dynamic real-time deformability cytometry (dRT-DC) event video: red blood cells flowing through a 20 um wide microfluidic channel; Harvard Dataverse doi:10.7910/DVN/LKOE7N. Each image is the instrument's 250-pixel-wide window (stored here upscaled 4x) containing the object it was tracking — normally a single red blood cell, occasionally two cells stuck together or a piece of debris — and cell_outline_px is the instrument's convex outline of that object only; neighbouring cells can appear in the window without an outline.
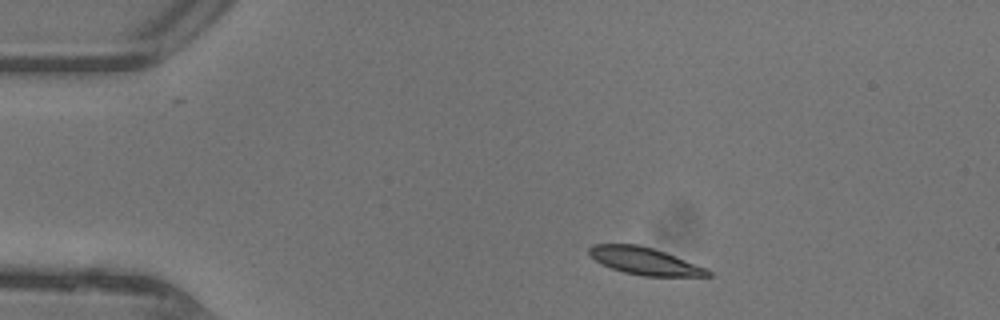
{"species": "common noctule bat (a hibernating species)", "species_latin": "Nyctalus noctula", "temperature_condition": "warm", "stored_images_in_passage": 39, "camera_frame_rate_fps": 3000, "um_per_image_px": 0.085, "animal": {"sex": "female"}, "frame": {"image": 1, "passage_image": 1, "time_ms": 0.0, "image_size_px": [1000, 320], "cell_outline_px": [[712, 276], [644, 276], [624, 272], [612, 268], [596, 260], [588, 252], [588, 248], [592, 244], [640, 244], [664, 252], [708, 268], [712, 272]], "centroid_in_image_um": [54.83, 22.18], "position_along_channel_um": 30.2, "area_um2": 18.73}}
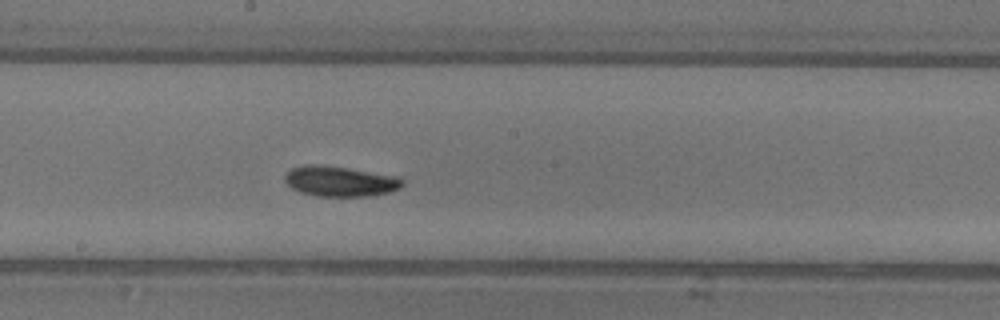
{"frame": {"image": 2, "passage_image": 18, "time_ms": 5.667, "image_size_px": [1000, 320], "cell_outline_px": [[404, 184], [400, 188], [388, 192], [368, 196], [316, 196], [300, 192], [292, 188], [284, 180], [284, 176], [292, 168], [308, 164], [316, 164], [348, 168], [396, 176], [404, 180]], "centroid_in_image_um": [28.9, 15.41], "position_along_channel_um": 219.3, "area_um2": 20.63}}
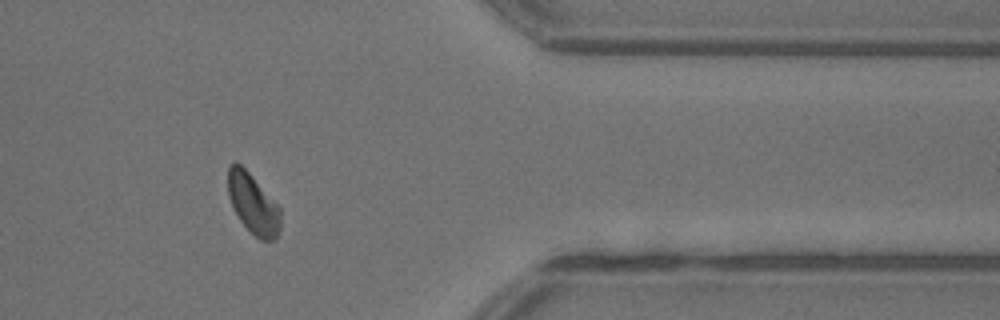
{"frame": {"image": 3, "passage_image": 31, "time_ms": 10.0, "image_size_px": [1000, 320], "cell_outline_px": [[280, 232], [272, 240], [260, 240], [240, 220], [228, 196], [228, 168], [232, 160], [236, 160], [248, 172], [280, 208]], "centroid_in_image_um": [21.49, 17.3], "position_along_channel_um": 389.9, "area_um2": 18.03}, "authors_computed_cell_mechanics": {"area_um2": 19.2474, "velocity_mm_per_s": 4.4068, "shape_relaxation_time_tau1_ms": 2.9049, "shape_relaxation_time_tau2_ms": null, "deformation_change_tau1": 0.1129, "deformation_change_tau2": null}}